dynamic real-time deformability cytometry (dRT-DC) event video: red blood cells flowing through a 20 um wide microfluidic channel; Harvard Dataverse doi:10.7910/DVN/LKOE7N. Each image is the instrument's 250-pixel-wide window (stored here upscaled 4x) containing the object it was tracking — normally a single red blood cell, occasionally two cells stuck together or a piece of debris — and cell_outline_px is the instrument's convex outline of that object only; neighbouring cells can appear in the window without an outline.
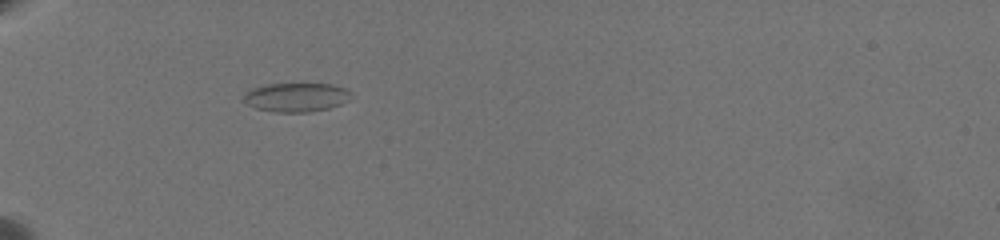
{"species": "common noctule bat (a hibernating species)", "species_latin": "Nyctalus noctula", "temperature_condition": "warm", "stored_images_in_passage": 19, "camera_frame_rate_fps": 3000, "um_per_image_px": 0.085, "animal": {"sex": "female", "body_mass_g": 19.5, "forearm_length_mm": 54.1}, "frame": {"image": 1, "passage_image": 1, "time_ms": 0.0, "image_size_px": [1000, 240], "cell_outline_px": [[352, 100], [328, 108], [308, 112], [276, 112], [256, 108], [248, 104], [244, 100], [244, 92], [252, 88], [268, 84], [332, 84], [348, 88], [352, 92]], "centroid_in_image_um": [25.24, 8.26], "position_along_channel_um": 59.8, "area_um2": 18.26}}
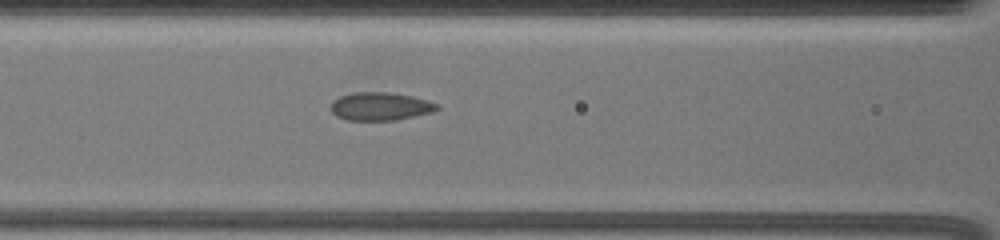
{"frame": {"image": 2, "passage_image": 11, "time_ms": 2.667, "image_size_px": [1000, 240], "cell_outline_px": [[440, 108], [432, 112], [396, 120], [348, 120], [336, 116], [332, 112], [332, 100], [340, 96], [352, 92], [388, 92], [412, 96], [440, 104]], "centroid_in_image_um": [32.33, 9.03], "position_along_channel_um": 134.3, "area_um2": 17.4}}
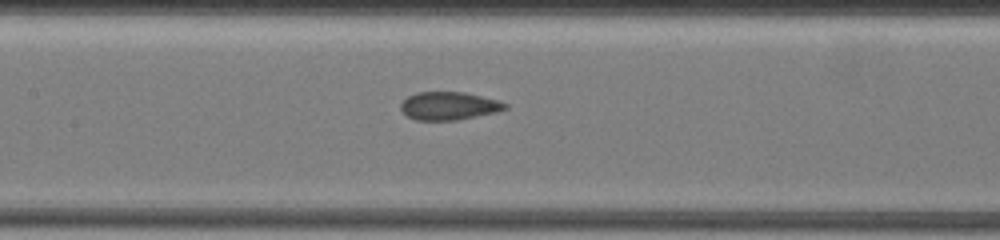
{"frame": {"image": 3, "passage_image": 16, "time_ms": 3.667, "image_size_px": [1000, 240], "cell_outline_px": [[508, 108], [496, 112], [456, 120], [416, 120], [408, 116], [400, 108], [400, 104], [408, 96], [416, 92], [464, 92], [496, 100], [508, 104]], "centroid_in_image_um": [38.14, 9.0], "position_along_channel_um": 169.3, "area_um2": 16.88}}